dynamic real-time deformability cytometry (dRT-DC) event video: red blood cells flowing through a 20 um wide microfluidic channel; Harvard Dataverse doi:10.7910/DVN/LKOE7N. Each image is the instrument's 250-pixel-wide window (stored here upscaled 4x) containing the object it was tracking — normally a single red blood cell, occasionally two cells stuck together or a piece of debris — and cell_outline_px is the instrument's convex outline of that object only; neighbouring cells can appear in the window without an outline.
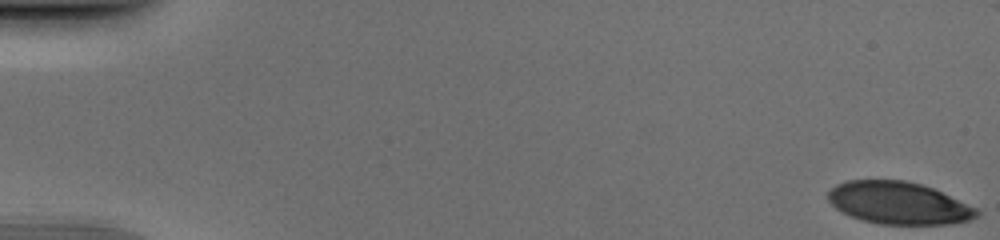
{"species": "human", "species_latin": "Homo sapiens", "temperature_condition": "cold", "stored_images_in_passage": 52, "camera_frame_rate_fps": 3000, "um_per_image_px": 0.085, "donor": {"sex": "male"}, "frame": {"image": 1, "passage_image": 1, "time_ms": 0.0, "image_size_px": [1000, 240], "cell_outline_px": [[980, 212], [976, 216], [968, 220], [948, 224], [880, 224], [860, 220], [836, 208], [828, 200], [828, 192], [836, 184], [848, 180], [904, 180], [920, 184], [932, 188], [976, 208]], "centroid_in_image_um": [76.35, 17.25], "position_along_channel_um": 8.7, "area_um2": 36.24}}
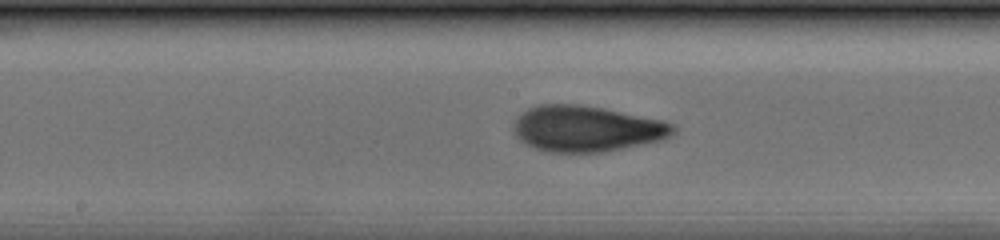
{"frame": {"image": 2, "passage_image": 28, "time_ms": 9.0, "image_size_px": [1000, 240], "cell_outline_px": [[676, 132], [672, 136], [660, 140], [600, 152], [544, 152], [532, 148], [520, 140], [516, 136], [512, 128], [512, 124], [516, 116], [528, 108], [536, 104], [580, 104], [604, 108], [664, 120], [672, 124], [676, 128]], "centroid_in_image_um": [49.8, 10.92], "position_along_channel_um": 198.4, "area_um2": 43.06}}
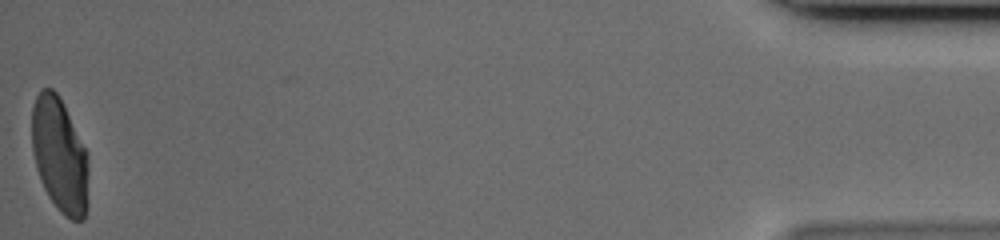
{"frame": {"image": 3, "passage_image": 52, "time_ms": 17.0, "image_size_px": [1000, 240], "cell_outline_px": [[88, 204], [84, 220], [72, 220], [64, 216], [60, 212], [48, 196], [44, 188], [36, 168], [32, 148], [32, 104], [40, 88], [52, 88], [56, 92], [64, 104], [88, 152]], "centroid_in_image_um": [5.09, 13.19], "position_along_channel_um": 430.1, "area_um2": 38.44}}